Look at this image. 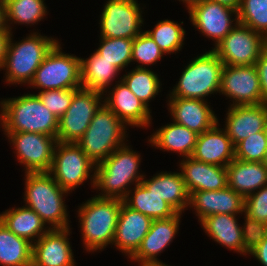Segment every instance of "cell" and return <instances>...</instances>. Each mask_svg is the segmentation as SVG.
<instances>
[{"mask_svg":"<svg viewBox=\"0 0 267 266\" xmlns=\"http://www.w3.org/2000/svg\"><path fill=\"white\" fill-rule=\"evenodd\" d=\"M140 157L126 143L97 164L93 189L101 190L102 193L99 192L96 196L123 200L131 189L129 186L139 184L145 177L138 170Z\"/></svg>","mask_w":267,"mask_h":266,"instance_id":"obj_1","label":"cell"},{"mask_svg":"<svg viewBox=\"0 0 267 266\" xmlns=\"http://www.w3.org/2000/svg\"><path fill=\"white\" fill-rule=\"evenodd\" d=\"M0 126L4 132H33L57 137L58 118L36 94L0 101Z\"/></svg>","mask_w":267,"mask_h":266,"instance_id":"obj_2","label":"cell"},{"mask_svg":"<svg viewBox=\"0 0 267 266\" xmlns=\"http://www.w3.org/2000/svg\"><path fill=\"white\" fill-rule=\"evenodd\" d=\"M68 193L49 172L25 173L24 206L34 210L49 229L70 228L64 202Z\"/></svg>","mask_w":267,"mask_h":266,"instance_id":"obj_3","label":"cell"},{"mask_svg":"<svg viewBox=\"0 0 267 266\" xmlns=\"http://www.w3.org/2000/svg\"><path fill=\"white\" fill-rule=\"evenodd\" d=\"M122 203V199L93 196L78 206V222L86 251H102L112 244Z\"/></svg>","mask_w":267,"mask_h":266,"instance_id":"obj_4","label":"cell"},{"mask_svg":"<svg viewBox=\"0 0 267 266\" xmlns=\"http://www.w3.org/2000/svg\"><path fill=\"white\" fill-rule=\"evenodd\" d=\"M11 34L3 70L8 84L29 85L35 72L43 62L49 51L58 42L57 38L43 36L38 32H31L18 42L13 41ZM14 42V43H13Z\"/></svg>","mask_w":267,"mask_h":266,"instance_id":"obj_5","label":"cell"},{"mask_svg":"<svg viewBox=\"0 0 267 266\" xmlns=\"http://www.w3.org/2000/svg\"><path fill=\"white\" fill-rule=\"evenodd\" d=\"M126 128L128 127L103 103L95 112L84 135L76 143L97 165L126 143Z\"/></svg>","mask_w":267,"mask_h":266,"instance_id":"obj_6","label":"cell"},{"mask_svg":"<svg viewBox=\"0 0 267 266\" xmlns=\"http://www.w3.org/2000/svg\"><path fill=\"white\" fill-rule=\"evenodd\" d=\"M223 67L213 50L197 55L184 67L169 97L205 100L206 96L220 93Z\"/></svg>","mask_w":267,"mask_h":266,"instance_id":"obj_7","label":"cell"},{"mask_svg":"<svg viewBox=\"0 0 267 266\" xmlns=\"http://www.w3.org/2000/svg\"><path fill=\"white\" fill-rule=\"evenodd\" d=\"M29 86L41 91L82 88L81 57L63 53L58 41L36 70Z\"/></svg>","mask_w":267,"mask_h":266,"instance_id":"obj_8","label":"cell"},{"mask_svg":"<svg viewBox=\"0 0 267 266\" xmlns=\"http://www.w3.org/2000/svg\"><path fill=\"white\" fill-rule=\"evenodd\" d=\"M95 168L96 164L77 143L56 142L49 173L62 189L72 193L87 179L91 180V187H94ZM91 173L93 174L90 175Z\"/></svg>","mask_w":267,"mask_h":266,"instance_id":"obj_9","label":"cell"},{"mask_svg":"<svg viewBox=\"0 0 267 266\" xmlns=\"http://www.w3.org/2000/svg\"><path fill=\"white\" fill-rule=\"evenodd\" d=\"M103 96V93L98 91L77 89L69 108L58 119L57 141L76 143L89 127L95 112L103 104Z\"/></svg>","mask_w":267,"mask_h":266,"instance_id":"obj_10","label":"cell"},{"mask_svg":"<svg viewBox=\"0 0 267 266\" xmlns=\"http://www.w3.org/2000/svg\"><path fill=\"white\" fill-rule=\"evenodd\" d=\"M212 50L223 65H255L265 50V37L238 23Z\"/></svg>","mask_w":267,"mask_h":266,"instance_id":"obj_11","label":"cell"},{"mask_svg":"<svg viewBox=\"0 0 267 266\" xmlns=\"http://www.w3.org/2000/svg\"><path fill=\"white\" fill-rule=\"evenodd\" d=\"M25 173L49 172L57 142L54 136L33 132H4Z\"/></svg>","mask_w":267,"mask_h":266,"instance_id":"obj_12","label":"cell"},{"mask_svg":"<svg viewBox=\"0 0 267 266\" xmlns=\"http://www.w3.org/2000/svg\"><path fill=\"white\" fill-rule=\"evenodd\" d=\"M142 8L137 0H108L100 14V37L134 39L142 32Z\"/></svg>","mask_w":267,"mask_h":266,"instance_id":"obj_13","label":"cell"},{"mask_svg":"<svg viewBox=\"0 0 267 266\" xmlns=\"http://www.w3.org/2000/svg\"><path fill=\"white\" fill-rule=\"evenodd\" d=\"M220 94L232 100L230 106L261 104V83L255 65H224Z\"/></svg>","mask_w":267,"mask_h":266,"instance_id":"obj_14","label":"cell"},{"mask_svg":"<svg viewBox=\"0 0 267 266\" xmlns=\"http://www.w3.org/2000/svg\"><path fill=\"white\" fill-rule=\"evenodd\" d=\"M188 13L192 25L212 39L215 47L239 23L237 10L209 0L197 3Z\"/></svg>","mask_w":267,"mask_h":266,"instance_id":"obj_15","label":"cell"},{"mask_svg":"<svg viewBox=\"0 0 267 266\" xmlns=\"http://www.w3.org/2000/svg\"><path fill=\"white\" fill-rule=\"evenodd\" d=\"M237 215L214 214L203 218L200 222L208 237L225 246L230 251L246 256L249 253L251 230L247 223L238 224ZM246 254V255H245Z\"/></svg>","mask_w":267,"mask_h":266,"instance_id":"obj_16","label":"cell"},{"mask_svg":"<svg viewBox=\"0 0 267 266\" xmlns=\"http://www.w3.org/2000/svg\"><path fill=\"white\" fill-rule=\"evenodd\" d=\"M115 82L117 84L103 94V103L126 126L148 128L152 122L151 109L132 93L121 77Z\"/></svg>","mask_w":267,"mask_h":266,"instance_id":"obj_17","label":"cell"},{"mask_svg":"<svg viewBox=\"0 0 267 266\" xmlns=\"http://www.w3.org/2000/svg\"><path fill=\"white\" fill-rule=\"evenodd\" d=\"M181 215L182 213H177L167 219L153 220L149 232L130 260H135L138 265L140 264L139 266L165 264L157 258V255L163 252L175 238Z\"/></svg>","mask_w":267,"mask_h":266,"instance_id":"obj_18","label":"cell"},{"mask_svg":"<svg viewBox=\"0 0 267 266\" xmlns=\"http://www.w3.org/2000/svg\"><path fill=\"white\" fill-rule=\"evenodd\" d=\"M70 229H50L33 243L32 266H76Z\"/></svg>","mask_w":267,"mask_h":266,"instance_id":"obj_19","label":"cell"},{"mask_svg":"<svg viewBox=\"0 0 267 266\" xmlns=\"http://www.w3.org/2000/svg\"><path fill=\"white\" fill-rule=\"evenodd\" d=\"M152 221L150 217L128 207L123 202L112 245L131 258L149 232Z\"/></svg>","mask_w":267,"mask_h":266,"instance_id":"obj_20","label":"cell"},{"mask_svg":"<svg viewBox=\"0 0 267 266\" xmlns=\"http://www.w3.org/2000/svg\"><path fill=\"white\" fill-rule=\"evenodd\" d=\"M245 198L230 187L215 191L190 193V208H194L199 222L214 214L241 215L244 213Z\"/></svg>","mask_w":267,"mask_h":266,"instance_id":"obj_21","label":"cell"},{"mask_svg":"<svg viewBox=\"0 0 267 266\" xmlns=\"http://www.w3.org/2000/svg\"><path fill=\"white\" fill-rule=\"evenodd\" d=\"M208 99L169 97L168 106L173 122L201 134L211 129L218 118L207 104Z\"/></svg>","mask_w":267,"mask_h":266,"instance_id":"obj_22","label":"cell"},{"mask_svg":"<svg viewBox=\"0 0 267 266\" xmlns=\"http://www.w3.org/2000/svg\"><path fill=\"white\" fill-rule=\"evenodd\" d=\"M266 118L267 104L265 103L230 106L223 129L235 146L248 136L264 131Z\"/></svg>","mask_w":267,"mask_h":266,"instance_id":"obj_23","label":"cell"},{"mask_svg":"<svg viewBox=\"0 0 267 266\" xmlns=\"http://www.w3.org/2000/svg\"><path fill=\"white\" fill-rule=\"evenodd\" d=\"M219 121L209 130L198 134L191 157L195 160L226 167L235 159V148Z\"/></svg>","mask_w":267,"mask_h":266,"instance_id":"obj_24","label":"cell"},{"mask_svg":"<svg viewBox=\"0 0 267 266\" xmlns=\"http://www.w3.org/2000/svg\"><path fill=\"white\" fill-rule=\"evenodd\" d=\"M189 193L215 191L228 186L226 167L204 163L193 157H186L179 165Z\"/></svg>","mask_w":267,"mask_h":266,"instance_id":"obj_25","label":"cell"},{"mask_svg":"<svg viewBox=\"0 0 267 266\" xmlns=\"http://www.w3.org/2000/svg\"><path fill=\"white\" fill-rule=\"evenodd\" d=\"M141 183L170 204L178 213L187 210L190 193L181 172L161 171L150 179L143 178Z\"/></svg>","mask_w":267,"mask_h":266,"instance_id":"obj_26","label":"cell"},{"mask_svg":"<svg viewBox=\"0 0 267 266\" xmlns=\"http://www.w3.org/2000/svg\"><path fill=\"white\" fill-rule=\"evenodd\" d=\"M227 184L244 198L267 185V168L263 162L234 159L227 166Z\"/></svg>","mask_w":267,"mask_h":266,"instance_id":"obj_27","label":"cell"},{"mask_svg":"<svg viewBox=\"0 0 267 266\" xmlns=\"http://www.w3.org/2000/svg\"><path fill=\"white\" fill-rule=\"evenodd\" d=\"M198 134L187 127L172 121L160 127L148 138L151 146L164 151L179 153L181 157H191L197 141Z\"/></svg>","mask_w":267,"mask_h":266,"instance_id":"obj_28","label":"cell"},{"mask_svg":"<svg viewBox=\"0 0 267 266\" xmlns=\"http://www.w3.org/2000/svg\"><path fill=\"white\" fill-rule=\"evenodd\" d=\"M0 221L12 233L28 240L32 244L50 230L41 217L26 206L7 209L0 214Z\"/></svg>","mask_w":267,"mask_h":266,"instance_id":"obj_29","label":"cell"},{"mask_svg":"<svg viewBox=\"0 0 267 266\" xmlns=\"http://www.w3.org/2000/svg\"><path fill=\"white\" fill-rule=\"evenodd\" d=\"M119 72L120 70L112 62L104 59L96 51L89 58H81L82 88L104 94L111 88V84L120 74Z\"/></svg>","mask_w":267,"mask_h":266,"instance_id":"obj_30","label":"cell"},{"mask_svg":"<svg viewBox=\"0 0 267 266\" xmlns=\"http://www.w3.org/2000/svg\"><path fill=\"white\" fill-rule=\"evenodd\" d=\"M123 202L152 220L167 219L178 213L170 204L154 194L152 190H148L141 182L128 191Z\"/></svg>","mask_w":267,"mask_h":266,"instance_id":"obj_31","label":"cell"},{"mask_svg":"<svg viewBox=\"0 0 267 266\" xmlns=\"http://www.w3.org/2000/svg\"><path fill=\"white\" fill-rule=\"evenodd\" d=\"M33 244L12 233L0 221V265L32 266Z\"/></svg>","mask_w":267,"mask_h":266,"instance_id":"obj_32","label":"cell"},{"mask_svg":"<svg viewBox=\"0 0 267 266\" xmlns=\"http://www.w3.org/2000/svg\"><path fill=\"white\" fill-rule=\"evenodd\" d=\"M121 76V80L128 86L132 93L149 107L150 100L156 97L162 85L158 74L152 69L134 68ZM149 102V103H148Z\"/></svg>","mask_w":267,"mask_h":266,"instance_id":"obj_33","label":"cell"},{"mask_svg":"<svg viewBox=\"0 0 267 266\" xmlns=\"http://www.w3.org/2000/svg\"><path fill=\"white\" fill-rule=\"evenodd\" d=\"M6 6L7 26L11 33V24H38L47 15L44 0H4ZM10 23H9V22Z\"/></svg>","mask_w":267,"mask_h":266,"instance_id":"obj_34","label":"cell"},{"mask_svg":"<svg viewBox=\"0 0 267 266\" xmlns=\"http://www.w3.org/2000/svg\"><path fill=\"white\" fill-rule=\"evenodd\" d=\"M145 32L152 37L165 55L176 54L184 45L186 31L178 22L161 20L157 22L152 31L146 30Z\"/></svg>","mask_w":267,"mask_h":266,"instance_id":"obj_35","label":"cell"},{"mask_svg":"<svg viewBox=\"0 0 267 266\" xmlns=\"http://www.w3.org/2000/svg\"><path fill=\"white\" fill-rule=\"evenodd\" d=\"M99 42L96 52L120 71L130 65L133 39L101 37Z\"/></svg>","mask_w":267,"mask_h":266,"instance_id":"obj_36","label":"cell"},{"mask_svg":"<svg viewBox=\"0 0 267 266\" xmlns=\"http://www.w3.org/2000/svg\"><path fill=\"white\" fill-rule=\"evenodd\" d=\"M239 23L267 36V0H241Z\"/></svg>","mask_w":267,"mask_h":266,"instance_id":"obj_37","label":"cell"},{"mask_svg":"<svg viewBox=\"0 0 267 266\" xmlns=\"http://www.w3.org/2000/svg\"><path fill=\"white\" fill-rule=\"evenodd\" d=\"M244 215L251 231L267 228V185L245 197Z\"/></svg>","mask_w":267,"mask_h":266,"instance_id":"obj_38","label":"cell"},{"mask_svg":"<svg viewBox=\"0 0 267 266\" xmlns=\"http://www.w3.org/2000/svg\"><path fill=\"white\" fill-rule=\"evenodd\" d=\"M163 55L164 53L159 46L145 30L133 39L131 59L132 62L139 64L136 68H146L145 66L154 65L163 58Z\"/></svg>","mask_w":267,"mask_h":266,"instance_id":"obj_39","label":"cell"},{"mask_svg":"<svg viewBox=\"0 0 267 266\" xmlns=\"http://www.w3.org/2000/svg\"><path fill=\"white\" fill-rule=\"evenodd\" d=\"M235 158L241 161L263 162L267 151V137L264 131L243 139L235 146Z\"/></svg>","mask_w":267,"mask_h":266,"instance_id":"obj_40","label":"cell"},{"mask_svg":"<svg viewBox=\"0 0 267 266\" xmlns=\"http://www.w3.org/2000/svg\"><path fill=\"white\" fill-rule=\"evenodd\" d=\"M80 88L39 91L42 103L59 119L69 108L74 92Z\"/></svg>","mask_w":267,"mask_h":266,"instance_id":"obj_41","label":"cell"},{"mask_svg":"<svg viewBox=\"0 0 267 266\" xmlns=\"http://www.w3.org/2000/svg\"><path fill=\"white\" fill-rule=\"evenodd\" d=\"M262 264L267 266V228L251 231L249 253Z\"/></svg>","mask_w":267,"mask_h":266,"instance_id":"obj_42","label":"cell"},{"mask_svg":"<svg viewBox=\"0 0 267 266\" xmlns=\"http://www.w3.org/2000/svg\"><path fill=\"white\" fill-rule=\"evenodd\" d=\"M261 83L262 103L267 104V51L264 50L255 63Z\"/></svg>","mask_w":267,"mask_h":266,"instance_id":"obj_43","label":"cell"},{"mask_svg":"<svg viewBox=\"0 0 267 266\" xmlns=\"http://www.w3.org/2000/svg\"><path fill=\"white\" fill-rule=\"evenodd\" d=\"M11 34L12 33L10 31H0V71L2 70L5 62L7 47Z\"/></svg>","mask_w":267,"mask_h":266,"instance_id":"obj_44","label":"cell"},{"mask_svg":"<svg viewBox=\"0 0 267 266\" xmlns=\"http://www.w3.org/2000/svg\"><path fill=\"white\" fill-rule=\"evenodd\" d=\"M0 31H9L7 26L6 6L3 0L0 2Z\"/></svg>","mask_w":267,"mask_h":266,"instance_id":"obj_45","label":"cell"},{"mask_svg":"<svg viewBox=\"0 0 267 266\" xmlns=\"http://www.w3.org/2000/svg\"><path fill=\"white\" fill-rule=\"evenodd\" d=\"M209 1L219 3L221 5L235 9L237 11L239 10L241 4V0H209Z\"/></svg>","mask_w":267,"mask_h":266,"instance_id":"obj_46","label":"cell"},{"mask_svg":"<svg viewBox=\"0 0 267 266\" xmlns=\"http://www.w3.org/2000/svg\"><path fill=\"white\" fill-rule=\"evenodd\" d=\"M179 1H183V3H185L187 10H189L191 7H193L194 5H196L197 3H200L202 0H179Z\"/></svg>","mask_w":267,"mask_h":266,"instance_id":"obj_47","label":"cell"},{"mask_svg":"<svg viewBox=\"0 0 267 266\" xmlns=\"http://www.w3.org/2000/svg\"><path fill=\"white\" fill-rule=\"evenodd\" d=\"M263 164L265 165V167L267 168V151L263 160Z\"/></svg>","mask_w":267,"mask_h":266,"instance_id":"obj_48","label":"cell"},{"mask_svg":"<svg viewBox=\"0 0 267 266\" xmlns=\"http://www.w3.org/2000/svg\"><path fill=\"white\" fill-rule=\"evenodd\" d=\"M264 132H265V135L267 137V118H266V121H265Z\"/></svg>","mask_w":267,"mask_h":266,"instance_id":"obj_49","label":"cell"},{"mask_svg":"<svg viewBox=\"0 0 267 266\" xmlns=\"http://www.w3.org/2000/svg\"><path fill=\"white\" fill-rule=\"evenodd\" d=\"M145 266H170V265H166V264H157V265H145Z\"/></svg>","mask_w":267,"mask_h":266,"instance_id":"obj_50","label":"cell"},{"mask_svg":"<svg viewBox=\"0 0 267 266\" xmlns=\"http://www.w3.org/2000/svg\"><path fill=\"white\" fill-rule=\"evenodd\" d=\"M265 50L267 51V36L265 37Z\"/></svg>","mask_w":267,"mask_h":266,"instance_id":"obj_51","label":"cell"}]
</instances>
